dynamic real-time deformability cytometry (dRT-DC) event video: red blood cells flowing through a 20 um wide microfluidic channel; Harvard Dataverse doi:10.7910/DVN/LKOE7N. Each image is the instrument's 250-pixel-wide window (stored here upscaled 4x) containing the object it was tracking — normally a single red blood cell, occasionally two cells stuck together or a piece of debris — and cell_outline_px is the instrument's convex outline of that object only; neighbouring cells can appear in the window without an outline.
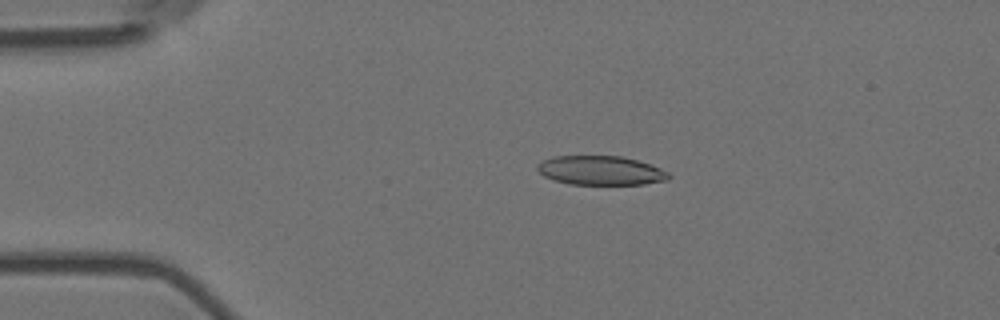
{"species": "Egyptian fruit bat (a non-hibernating species)", "species_latin": "Rousettus aegyptiacus", "temperature_condition": "room temperature", "stored_images_in_passage": 56, "camera_frame_rate_fps": 3000, "um_per_image_px": 0.085, "animal": {"sex": "female"}, "frame": {"image": 1, "passage_image": 11, "time_ms": 3.333, "image_size_px": [1000, 320], "cell_outline_px": [[672, 176], [668, 180], [644, 184], [568, 184], [544, 176], [536, 168], [536, 164], [552, 156], [620, 156], [636, 160], [660, 168], [668, 172]], "centroid_in_image_um": [51.06, 14.49], "position_along_channel_um": 33.9, "area_um2": 22.2}}
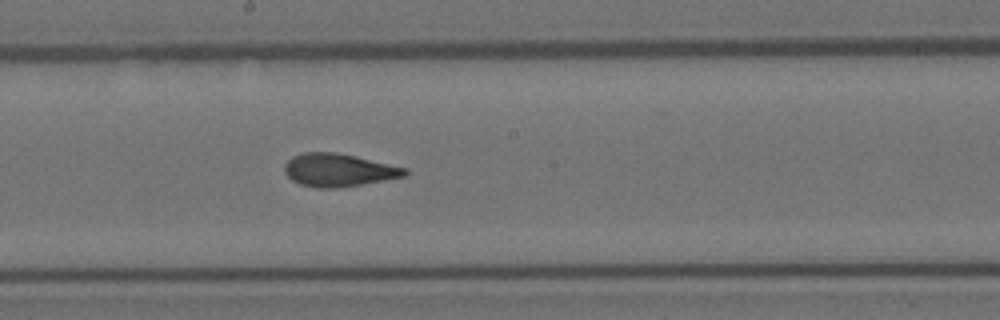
{"frame": {"image": 2, "passage_image": 30, "time_ms": 9.667, "image_size_px": [1000, 320], "cell_outline_px": [[408, 172], [404, 176], [384, 180], [336, 188], [316, 188], [300, 184], [292, 180], [284, 172], [284, 164], [292, 156], [304, 152], [336, 152], [356, 156], [408, 168]], "centroid_in_image_um": [28.76, 14.45], "position_along_channel_um": 219.4, "area_um2": 23.06}}
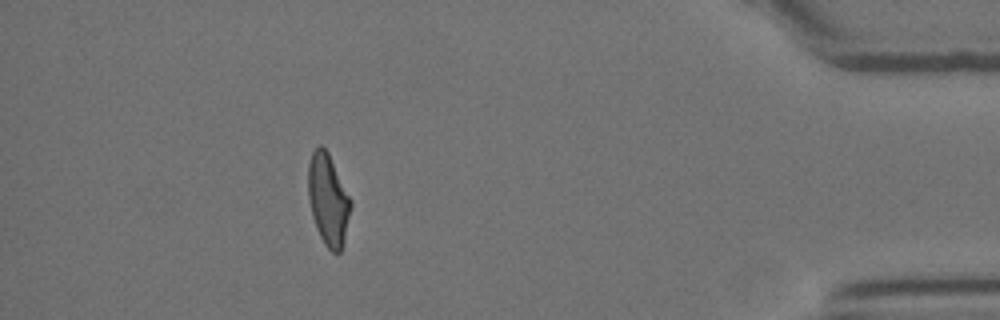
{"frame": {"image": 3, "passage_image": 50, "time_ms": 16.333, "image_size_px": [1000, 320], "cell_outline_px": [[352, 204], [344, 240], [340, 252], [332, 252], [324, 244], [316, 228], [312, 216], [308, 196], [308, 164], [312, 152], [320, 144], [328, 152], [352, 200]], "centroid_in_image_um": [27.89, 16.96], "position_along_channel_um": 407.3, "area_um2": 22.66}, "authors_computed_cell_mechanics": {"area_um2": 22.8888, "velocity_mm_per_s": 3.5994, "shape_relaxation_time_tau1_ms": null, "shape_relaxation_time_tau2_ms": 1.8888, "deformation_change_tau1": null, "deformation_change_tau2": 0.0989}}